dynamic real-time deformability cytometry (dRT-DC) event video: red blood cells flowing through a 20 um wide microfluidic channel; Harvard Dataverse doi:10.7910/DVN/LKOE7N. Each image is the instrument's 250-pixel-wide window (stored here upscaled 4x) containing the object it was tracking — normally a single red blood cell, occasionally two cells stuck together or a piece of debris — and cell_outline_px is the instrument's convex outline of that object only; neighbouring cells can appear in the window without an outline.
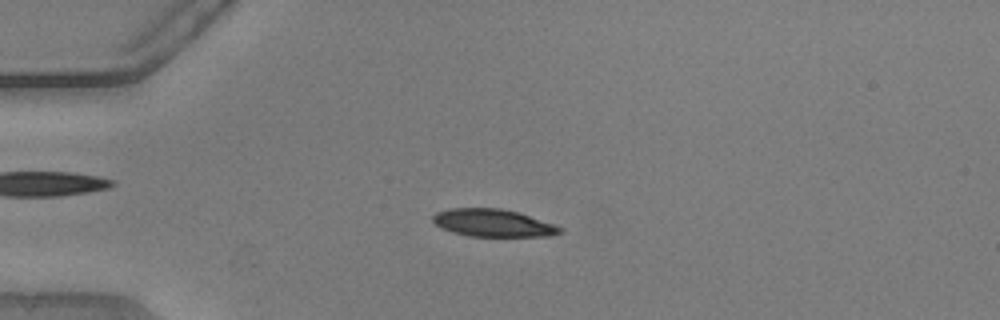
{"species": "common noctule bat (a hibernating species)", "species_latin": "Nyctalus noctula", "temperature_condition": "warm", "stored_images_in_passage": 52, "camera_frame_rate_fps": 3000, "um_per_image_px": 0.085, "animal": {"sex": "male", "body_mass_g": 20.5, "forearm_length_mm": 52.5}, "frame": {"image": 1, "passage_image": 13, "time_ms": 4.0, "image_size_px": [1000, 320], "cell_outline_px": [[564, 232], [552, 236], [468, 236], [452, 232], [440, 228], [432, 220], [432, 216], [436, 212], [448, 208], [500, 208], [516, 212], [556, 224], [564, 228]], "centroid_in_image_um": [41.92, 18.95], "position_along_channel_um": 43.1, "area_um2": 20.58}}
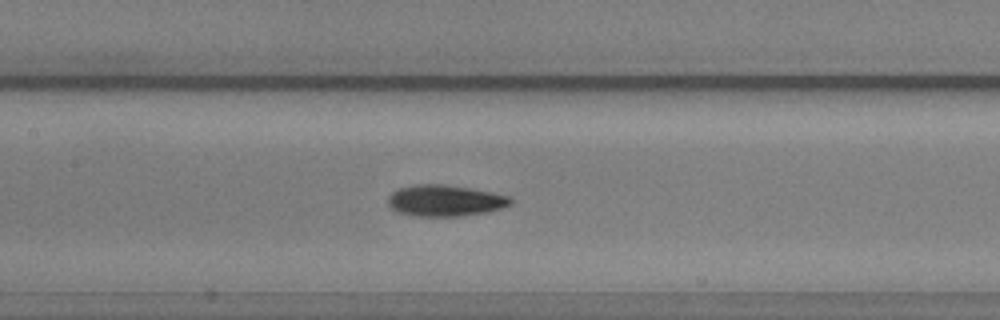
{"frame": {"image": 2, "passage_image": 25, "time_ms": 8.0, "image_size_px": [1000, 320], "cell_outline_px": [[512, 204], [488, 212], [460, 216], [416, 216], [396, 212], [388, 204], [388, 196], [396, 188], [412, 184], [444, 184], [492, 192], [512, 196]], "centroid_in_image_um": [37.81, 17.04], "position_along_channel_um": 169.6, "area_um2": 22.6}}
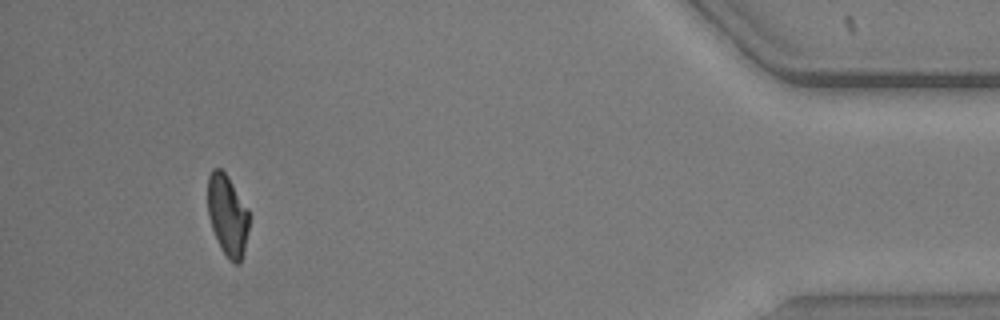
{"frame": {"image": 3, "passage_image": 49, "time_ms": 16.0, "image_size_px": [1000, 320], "cell_outline_px": [[248, 228], [244, 252], [240, 264], [232, 264], [228, 260], [220, 248], [212, 228], [208, 216], [208, 176], [212, 168], [220, 168], [228, 176], [248, 208]], "centroid_in_image_um": [19.33, 18.32], "position_along_channel_um": 415.9, "area_um2": 19.71}, "authors_computed_cell_mechanics": {"area_um2": 21.0103, "velocity_mm_per_s": 3.847, "shape_relaxation_time_tau1_ms": 3.6906, "shape_relaxation_time_tau2_ms": 3.0022, "deformation_change_tau1": 0.1421, "deformation_change_tau2": 0.0907}}